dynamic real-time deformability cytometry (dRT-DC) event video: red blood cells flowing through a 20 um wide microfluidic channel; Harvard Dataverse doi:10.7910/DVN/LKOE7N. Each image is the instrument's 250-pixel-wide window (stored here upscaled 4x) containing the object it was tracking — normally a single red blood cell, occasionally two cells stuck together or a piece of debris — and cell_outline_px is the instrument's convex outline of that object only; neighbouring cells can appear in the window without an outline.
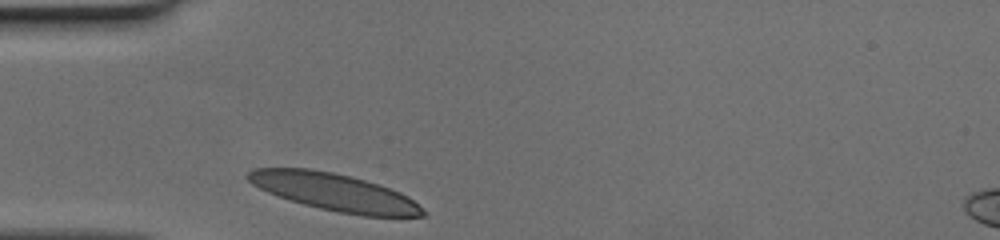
{"species": "human", "species_latin": "Homo sapiens", "temperature_condition": "cold", "stored_images_in_passage": 25, "camera_frame_rate_fps": 3000, "um_per_image_px": 0.085, "donor": {"sex": "female"}, "frame": {"image": 1, "passage_image": 1, "time_ms": 0.0, "image_size_px": [1000, 240], "cell_outline_px": [[428, 212], [424, 216], [364, 216], [340, 212], [320, 208], [304, 204], [268, 192], [252, 184], [244, 176], [248, 172], [256, 168], [308, 168], [332, 172], [352, 176], [380, 184], [400, 192], [408, 196]], "centroid_in_image_um": [28.46, 16.32], "position_along_channel_um": 56.5, "area_um2": 37.86}}
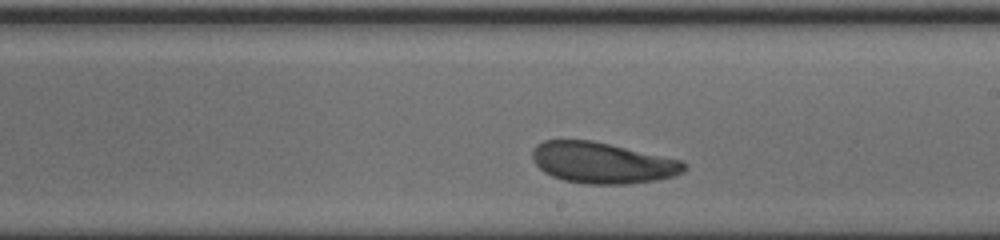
{"frame": {"image": 2, "passage_image": 15, "time_ms": 4.667, "image_size_px": [1000, 240], "cell_outline_px": [[688, 168], [684, 172], [676, 176], [656, 180], [628, 184], [584, 184], [564, 180], [552, 176], [544, 172], [532, 160], [532, 148], [536, 144], [544, 140], [592, 140], [680, 160], [688, 164]], "centroid_in_image_um": [51.2, 13.84], "position_along_channel_um": 237.8, "area_um2": 36.47}}
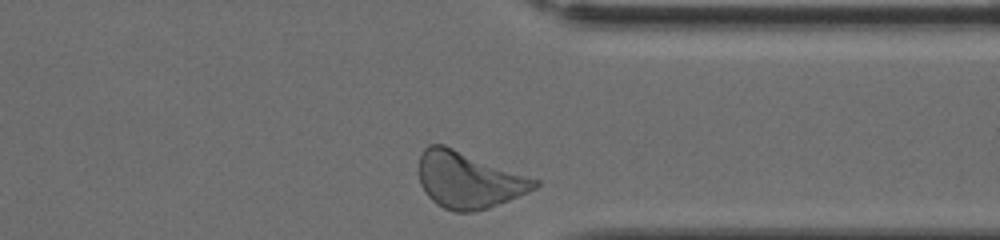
{"frame": {"image": 3, "passage_image": 25, "time_ms": 8.0, "image_size_px": [1000, 240], "cell_outline_px": [[540, 184], [536, 188], [528, 192], [488, 208], [472, 212], [456, 212], [444, 208], [436, 204], [424, 192], [420, 184], [420, 152], [428, 144], [444, 144], [540, 180]], "centroid_in_image_um": [39.82, 15.29], "position_along_channel_um": 371.6, "area_um2": 38.09}}